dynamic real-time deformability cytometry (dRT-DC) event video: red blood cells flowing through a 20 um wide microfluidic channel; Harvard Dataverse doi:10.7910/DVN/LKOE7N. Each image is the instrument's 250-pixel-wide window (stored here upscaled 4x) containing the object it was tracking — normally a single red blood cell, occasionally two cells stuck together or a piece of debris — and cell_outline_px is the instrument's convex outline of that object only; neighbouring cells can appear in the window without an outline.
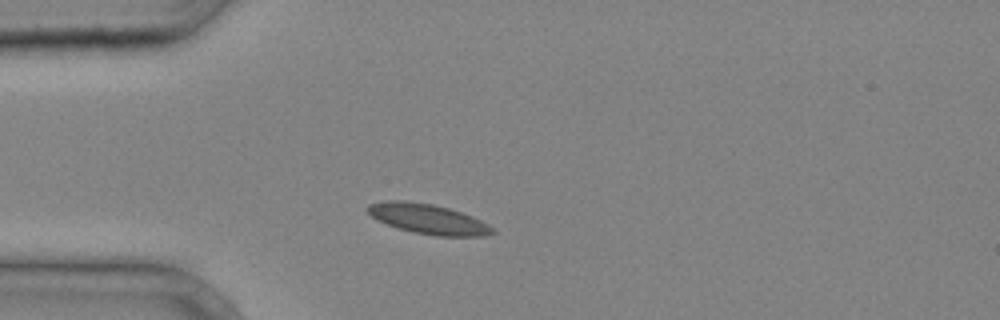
{"species": "common noctule bat (a hibernating species)", "species_latin": "Nyctalus noctula", "temperature_condition": "cold", "stored_images_in_passage": 1, "camera_frame_rate_fps": 3000, "um_per_image_px": 0.085, "animal": {"sex": "male", "body_mass_g": 20.4}, "frame": {"image": 1, "passage_image": 1, "time_ms": 0.0, "image_size_px": [1000, 320], "cell_outline_px": [[496, 232], [484, 236], [436, 236], [412, 232], [396, 228], [376, 220], [364, 208], [368, 204], [388, 200], [404, 200], [432, 204], [448, 208], [472, 216], [496, 228]], "centroid_in_image_um": [36.37, 18.62], "position_along_channel_um": 48.6, "area_um2": 22.02}}